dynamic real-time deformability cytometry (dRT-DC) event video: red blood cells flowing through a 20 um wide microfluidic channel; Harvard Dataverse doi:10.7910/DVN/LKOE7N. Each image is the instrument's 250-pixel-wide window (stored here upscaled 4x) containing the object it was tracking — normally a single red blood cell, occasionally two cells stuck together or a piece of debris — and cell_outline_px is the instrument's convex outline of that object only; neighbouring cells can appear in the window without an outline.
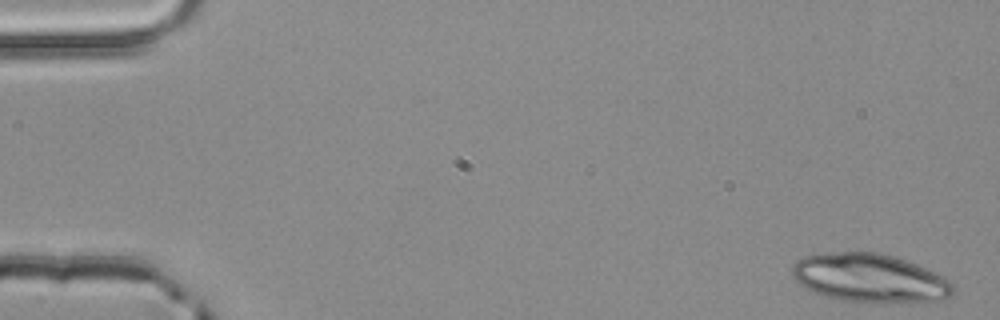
{"species": "common noctule bat (a hibernating species)", "species_latin": "Nyctalus noctula", "temperature_condition": "room temperature", "stored_images_in_passage": 4, "camera_frame_rate_fps": 3000, "um_per_image_px": 0.085, "animal": {"sex": "male", "body_mass_g": 20.4}, "frame": {"image": 1, "passage_image": 1, "time_ms": 0.0, "image_size_px": [1000, 320], "cell_outline_px": [[956, 288], [952, 296], [944, 300], [876, 304], [868, 304], [840, 300], [812, 292], [804, 288], [792, 276], [792, 268], [796, 260], [804, 256], [836, 252], [876, 252], [892, 256], [916, 264], [936, 272], [944, 276]], "centroid_in_image_um": [73.96, 23.67], "position_along_channel_um": 11.0, "area_um2": 46.24}}